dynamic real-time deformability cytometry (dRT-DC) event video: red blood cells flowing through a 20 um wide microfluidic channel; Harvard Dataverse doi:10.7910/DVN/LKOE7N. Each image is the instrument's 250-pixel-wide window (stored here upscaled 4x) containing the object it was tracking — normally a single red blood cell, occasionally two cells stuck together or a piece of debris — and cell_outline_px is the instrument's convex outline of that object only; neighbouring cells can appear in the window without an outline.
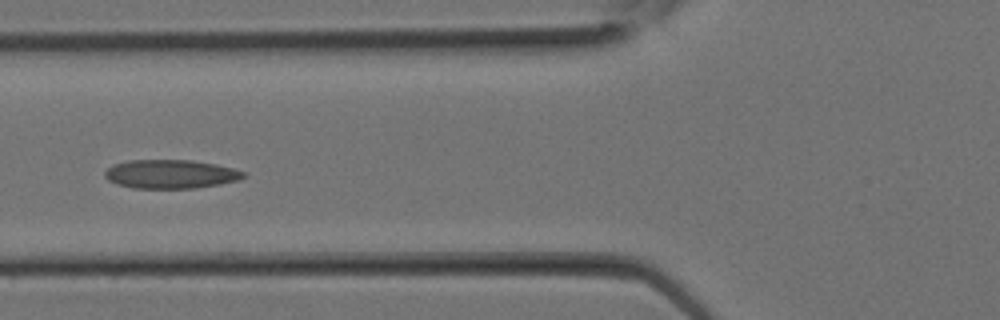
{"species": "Egyptian fruit bat (a non-hibernating species)", "species_latin": "Rousettus aegyptiacus", "temperature_condition": "room temperature", "stored_images_in_passage": 11, "camera_frame_rate_fps": 3000, "um_per_image_px": 0.085, "animal": {"sex": "female"}, "frame": {"image": 1, "passage_image": 10, "time_ms": 3.0, "image_size_px": [1000, 320], "cell_outline_px": [[248, 176], [240, 180], [220, 184], [196, 188], [132, 188], [116, 184], [108, 180], [104, 176], [104, 172], [112, 164], [128, 160], [192, 160], [216, 164], [248, 172]], "centroid_in_image_um": [14.53, 14.8], "position_along_channel_um": 111.3, "area_um2": 23.58}}